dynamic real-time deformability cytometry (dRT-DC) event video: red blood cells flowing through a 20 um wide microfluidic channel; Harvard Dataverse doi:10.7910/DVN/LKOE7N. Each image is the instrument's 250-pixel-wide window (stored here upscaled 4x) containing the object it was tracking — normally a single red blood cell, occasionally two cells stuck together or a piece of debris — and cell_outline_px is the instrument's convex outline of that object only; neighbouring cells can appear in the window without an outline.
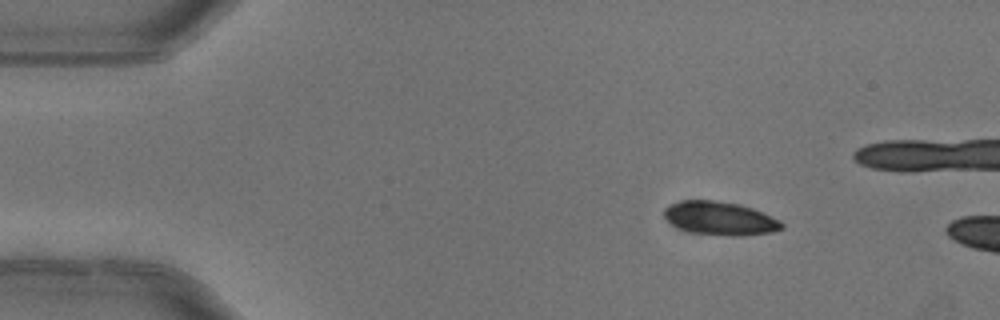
{"species": "common noctule bat (a hibernating species)", "species_latin": "Nyctalus noctula", "temperature_condition": "warm", "stored_images_in_passage": 4, "camera_frame_rate_fps": 3000, "um_per_image_px": 0.085, "animal": {"sex": "female"}, "frame": {"image": 1, "passage_image": 2, "time_ms": 0.333, "image_size_px": [1000, 320], "cell_outline_px": [[784, 228], [768, 232], [740, 236], [732, 236], [692, 232], [680, 228], [672, 224], [664, 216], [664, 208], [668, 204], [680, 200], [716, 200], [740, 204], [752, 208], [780, 220], [784, 224]], "centroid_in_image_um": [61.18, 18.54], "position_along_channel_um": 23.8, "area_um2": 22.83}}